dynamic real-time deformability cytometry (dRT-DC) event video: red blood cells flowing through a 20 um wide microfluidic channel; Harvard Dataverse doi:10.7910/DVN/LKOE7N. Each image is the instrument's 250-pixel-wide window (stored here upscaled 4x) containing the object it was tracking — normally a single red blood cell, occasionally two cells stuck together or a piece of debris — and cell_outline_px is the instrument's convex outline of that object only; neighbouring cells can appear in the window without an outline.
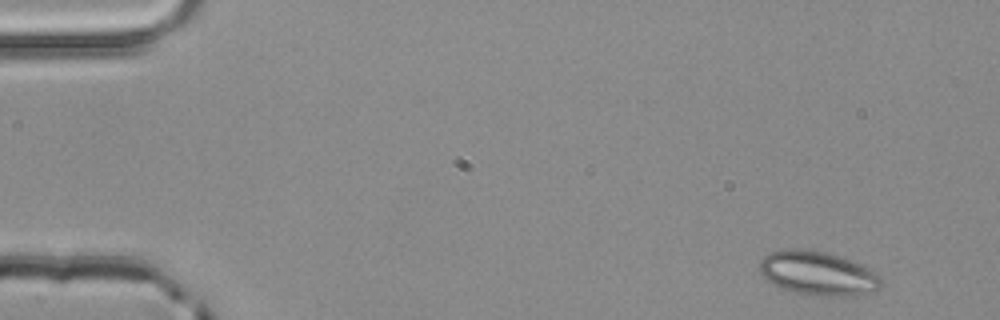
{"species": "common noctule bat (a hibernating species)", "species_latin": "Nyctalus noctula", "temperature_condition": "room temperature", "stored_images_in_passage": 4, "segment_of_instrument_passage": [1, 2], "camera_frame_rate_fps": 3000, "um_per_image_px": 0.085, "animal": {"sex": "male", "body_mass_g": 20.4}, "frame": {"image": 1, "passage_image": 1, "time_ms": 0.0, "image_size_px": [1000, 320], "cell_outline_px": [[880, 288], [872, 292], [856, 296], [816, 296], [796, 292], [780, 288], [764, 280], [760, 272], [760, 260], [768, 252], [784, 248], [804, 248], [824, 252], [840, 256], [880, 272]], "centroid_in_image_um": [69.51, 23.23], "position_along_channel_um": 15.5, "area_um2": 31.79}}